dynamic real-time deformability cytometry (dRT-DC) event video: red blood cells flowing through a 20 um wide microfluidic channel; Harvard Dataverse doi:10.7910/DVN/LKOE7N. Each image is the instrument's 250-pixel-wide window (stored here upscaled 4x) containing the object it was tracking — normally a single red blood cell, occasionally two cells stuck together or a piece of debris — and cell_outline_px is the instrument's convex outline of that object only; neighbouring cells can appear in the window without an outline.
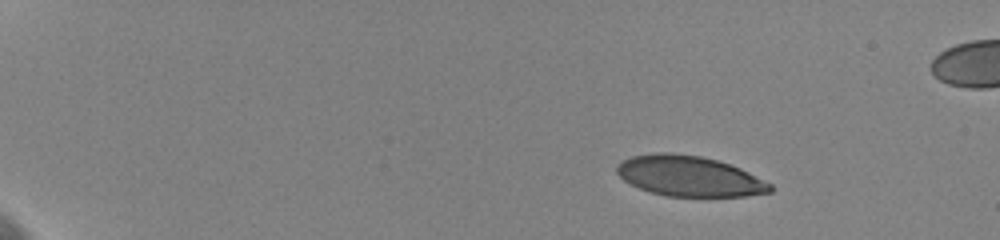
{"species": "human", "species_latin": "Homo sapiens", "temperature_condition": "cold", "stored_images_in_passage": 14, "camera_frame_rate_fps": 3000, "um_per_image_px": 0.085, "donor": {"sex": "female"}, "frame": {"image": 1, "passage_image": 1, "time_ms": 0.0, "image_size_px": [1000, 240], "cell_outline_px": [[772, 192], [744, 196], [668, 196], [652, 192], [640, 188], [624, 180], [616, 172], [616, 164], [632, 156], [656, 152], [672, 152], [700, 156], [716, 160], [740, 168], [772, 184]], "centroid_in_image_um": [58.58, 14.96], "position_along_channel_um": 26.4, "area_um2": 35.89}}